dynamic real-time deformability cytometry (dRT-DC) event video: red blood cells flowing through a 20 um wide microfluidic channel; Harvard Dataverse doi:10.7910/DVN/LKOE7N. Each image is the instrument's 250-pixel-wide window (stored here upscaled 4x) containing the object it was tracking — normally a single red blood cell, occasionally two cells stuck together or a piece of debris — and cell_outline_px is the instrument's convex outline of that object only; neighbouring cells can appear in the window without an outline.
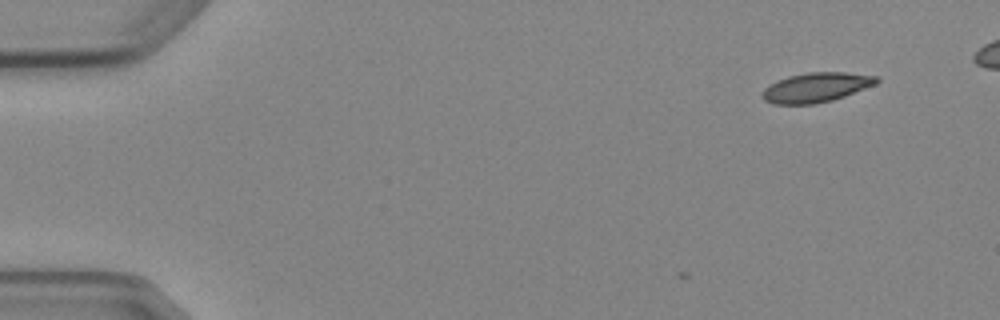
{"species": "Egyptian fruit bat (a non-hibernating species)", "species_latin": "Rousettus aegyptiacus", "temperature_condition": "cold", "stored_images_in_passage": 6, "segment_of_instrument_passage": [2, 2], "camera_frame_rate_fps": 3000, "um_per_image_px": 0.085, "animal": {"sex": "female"}, "frame": {"image": 1, "passage_image": 6, "time_ms": 6.667, "image_size_px": [1000, 320], "cell_outline_px": [[880, 80], [876, 84], [844, 96], [832, 100], [816, 104], [772, 104], [764, 100], [760, 96], [764, 88], [768, 84], [776, 80], [788, 76], [808, 72], [844, 72], [880, 76]], "centroid_in_image_um": [69.35, 7.42], "position_along_channel_um": 15.7, "area_um2": 19.94}}